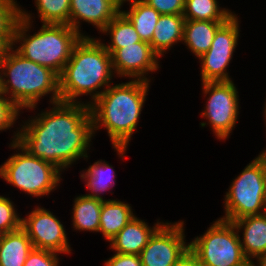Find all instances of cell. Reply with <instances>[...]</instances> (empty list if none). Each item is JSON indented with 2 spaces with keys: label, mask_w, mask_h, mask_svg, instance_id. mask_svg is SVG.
Listing matches in <instances>:
<instances>
[{
  "label": "cell",
  "mask_w": 266,
  "mask_h": 266,
  "mask_svg": "<svg viewBox=\"0 0 266 266\" xmlns=\"http://www.w3.org/2000/svg\"><path fill=\"white\" fill-rule=\"evenodd\" d=\"M52 108L30 116L17 127L12 136L29 154L50 162L62 172L76 163L88 159L94 138L90 105L59 101Z\"/></svg>",
  "instance_id": "1"
},
{
  "label": "cell",
  "mask_w": 266,
  "mask_h": 266,
  "mask_svg": "<svg viewBox=\"0 0 266 266\" xmlns=\"http://www.w3.org/2000/svg\"><path fill=\"white\" fill-rule=\"evenodd\" d=\"M150 82L129 80L111 84L93 103L90 114L94 134L106 128L112 147L122 160L139 123Z\"/></svg>",
  "instance_id": "2"
},
{
  "label": "cell",
  "mask_w": 266,
  "mask_h": 266,
  "mask_svg": "<svg viewBox=\"0 0 266 266\" xmlns=\"http://www.w3.org/2000/svg\"><path fill=\"white\" fill-rule=\"evenodd\" d=\"M113 76L111 54L101 39L82 37L58 76L61 101L82 103L79 98L90 95V105L113 84Z\"/></svg>",
  "instance_id": "3"
},
{
  "label": "cell",
  "mask_w": 266,
  "mask_h": 266,
  "mask_svg": "<svg viewBox=\"0 0 266 266\" xmlns=\"http://www.w3.org/2000/svg\"><path fill=\"white\" fill-rule=\"evenodd\" d=\"M31 16L20 7L12 47L24 58L50 68L59 76L83 36L65 24H42L40 30L31 35L28 32L34 22Z\"/></svg>",
  "instance_id": "4"
},
{
  "label": "cell",
  "mask_w": 266,
  "mask_h": 266,
  "mask_svg": "<svg viewBox=\"0 0 266 266\" xmlns=\"http://www.w3.org/2000/svg\"><path fill=\"white\" fill-rule=\"evenodd\" d=\"M0 67L3 94L20 110H35L38 101L48 94L50 104L61 101L58 75L24 58L13 47L0 61Z\"/></svg>",
  "instance_id": "5"
},
{
  "label": "cell",
  "mask_w": 266,
  "mask_h": 266,
  "mask_svg": "<svg viewBox=\"0 0 266 266\" xmlns=\"http://www.w3.org/2000/svg\"><path fill=\"white\" fill-rule=\"evenodd\" d=\"M9 148L17 151L0 165V177L35 198L49 196L60 185L62 171L50 162L32 156L17 142Z\"/></svg>",
  "instance_id": "6"
},
{
  "label": "cell",
  "mask_w": 266,
  "mask_h": 266,
  "mask_svg": "<svg viewBox=\"0 0 266 266\" xmlns=\"http://www.w3.org/2000/svg\"><path fill=\"white\" fill-rule=\"evenodd\" d=\"M233 222L218 218L203 235L189 242L190 252L202 266H243L245 257Z\"/></svg>",
  "instance_id": "7"
},
{
  "label": "cell",
  "mask_w": 266,
  "mask_h": 266,
  "mask_svg": "<svg viewBox=\"0 0 266 266\" xmlns=\"http://www.w3.org/2000/svg\"><path fill=\"white\" fill-rule=\"evenodd\" d=\"M224 196V213L221 219L233 222L245 216L266 212V170L253 159L232 180Z\"/></svg>",
  "instance_id": "8"
},
{
  "label": "cell",
  "mask_w": 266,
  "mask_h": 266,
  "mask_svg": "<svg viewBox=\"0 0 266 266\" xmlns=\"http://www.w3.org/2000/svg\"><path fill=\"white\" fill-rule=\"evenodd\" d=\"M203 95L208 96L200 114L207 121L200 122L201 127L209 124L216 138L226 140L232 133L239 116V95L232 81L202 82Z\"/></svg>",
  "instance_id": "9"
},
{
  "label": "cell",
  "mask_w": 266,
  "mask_h": 266,
  "mask_svg": "<svg viewBox=\"0 0 266 266\" xmlns=\"http://www.w3.org/2000/svg\"><path fill=\"white\" fill-rule=\"evenodd\" d=\"M234 14L216 31L211 47L198 60L201 64V81H232L227 68L233 58L240 36V21Z\"/></svg>",
  "instance_id": "10"
},
{
  "label": "cell",
  "mask_w": 266,
  "mask_h": 266,
  "mask_svg": "<svg viewBox=\"0 0 266 266\" xmlns=\"http://www.w3.org/2000/svg\"><path fill=\"white\" fill-rule=\"evenodd\" d=\"M184 221L164 222L140 253L142 266H174L189 250Z\"/></svg>",
  "instance_id": "11"
},
{
  "label": "cell",
  "mask_w": 266,
  "mask_h": 266,
  "mask_svg": "<svg viewBox=\"0 0 266 266\" xmlns=\"http://www.w3.org/2000/svg\"><path fill=\"white\" fill-rule=\"evenodd\" d=\"M21 227L30 238L33 248L50 250L59 254H70L72 249L68 242L66 229L53 212L41 206L22 218Z\"/></svg>",
  "instance_id": "12"
},
{
  "label": "cell",
  "mask_w": 266,
  "mask_h": 266,
  "mask_svg": "<svg viewBox=\"0 0 266 266\" xmlns=\"http://www.w3.org/2000/svg\"><path fill=\"white\" fill-rule=\"evenodd\" d=\"M160 57L150 43L142 41L115 50L111 54L112 69L117 77L151 82L148 73L156 72Z\"/></svg>",
  "instance_id": "13"
},
{
  "label": "cell",
  "mask_w": 266,
  "mask_h": 266,
  "mask_svg": "<svg viewBox=\"0 0 266 266\" xmlns=\"http://www.w3.org/2000/svg\"><path fill=\"white\" fill-rule=\"evenodd\" d=\"M122 0H70L69 26L83 37L81 22L95 26L101 32L121 11Z\"/></svg>",
  "instance_id": "14"
},
{
  "label": "cell",
  "mask_w": 266,
  "mask_h": 266,
  "mask_svg": "<svg viewBox=\"0 0 266 266\" xmlns=\"http://www.w3.org/2000/svg\"><path fill=\"white\" fill-rule=\"evenodd\" d=\"M164 222L159 220L154 226H149L147 222L134 216L119 232L112 238L110 249L115 253L140 255L147 245L150 237Z\"/></svg>",
  "instance_id": "15"
},
{
  "label": "cell",
  "mask_w": 266,
  "mask_h": 266,
  "mask_svg": "<svg viewBox=\"0 0 266 266\" xmlns=\"http://www.w3.org/2000/svg\"><path fill=\"white\" fill-rule=\"evenodd\" d=\"M238 233L242 231L240 243L243 253L249 261L266 253V212L250 215L233 221Z\"/></svg>",
  "instance_id": "16"
},
{
  "label": "cell",
  "mask_w": 266,
  "mask_h": 266,
  "mask_svg": "<svg viewBox=\"0 0 266 266\" xmlns=\"http://www.w3.org/2000/svg\"><path fill=\"white\" fill-rule=\"evenodd\" d=\"M185 18L183 14L160 15L150 42L152 50L161 58L173 45L183 40Z\"/></svg>",
  "instance_id": "17"
},
{
  "label": "cell",
  "mask_w": 266,
  "mask_h": 266,
  "mask_svg": "<svg viewBox=\"0 0 266 266\" xmlns=\"http://www.w3.org/2000/svg\"><path fill=\"white\" fill-rule=\"evenodd\" d=\"M226 21L185 20L182 44L197 58L209 50L217 29Z\"/></svg>",
  "instance_id": "18"
},
{
  "label": "cell",
  "mask_w": 266,
  "mask_h": 266,
  "mask_svg": "<svg viewBox=\"0 0 266 266\" xmlns=\"http://www.w3.org/2000/svg\"><path fill=\"white\" fill-rule=\"evenodd\" d=\"M132 207L117 199H104L100 213L99 232L108 242L134 217Z\"/></svg>",
  "instance_id": "19"
},
{
  "label": "cell",
  "mask_w": 266,
  "mask_h": 266,
  "mask_svg": "<svg viewBox=\"0 0 266 266\" xmlns=\"http://www.w3.org/2000/svg\"><path fill=\"white\" fill-rule=\"evenodd\" d=\"M33 245L25 230L0 235V266H24Z\"/></svg>",
  "instance_id": "20"
},
{
  "label": "cell",
  "mask_w": 266,
  "mask_h": 266,
  "mask_svg": "<svg viewBox=\"0 0 266 266\" xmlns=\"http://www.w3.org/2000/svg\"><path fill=\"white\" fill-rule=\"evenodd\" d=\"M73 200V230L99 233L103 200L87 194L76 196Z\"/></svg>",
  "instance_id": "21"
},
{
  "label": "cell",
  "mask_w": 266,
  "mask_h": 266,
  "mask_svg": "<svg viewBox=\"0 0 266 266\" xmlns=\"http://www.w3.org/2000/svg\"><path fill=\"white\" fill-rule=\"evenodd\" d=\"M129 2V10L121 9V12L133 24L136 32L142 41L150 43L157 25L160 13L154 8L148 6L142 0H122L121 7L124 3Z\"/></svg>",
  "instance_id": "22"
},
{
  "label": "cell",
  "mask_w": 266,
  "mask_h": 266,
  "mask_svg": "<svg viewBox=\"0 0 266 266\" xmlns=\"http://www.w3.org/2000/svg\"><path fill=\"white\" fill-rule=\"evenodd\" d=\"M115 169L105 160H98L80 172V177L90 191L87 195L104 200V192L115 186Z\"/></svg>",
  "instance_id": "23"
},
{
  "label": "cell",
  "mask_w": 266,
  "mask_h": 266,
  "mask_svg": "<svg viewBox=\"0 0 266 266\" xmlns=\"http://www.w3.org/2000/svg\"><path fill=\"white\" fill-rule=\"evenodd\" d=\"M110 36L108 45L104 44L105 49L112 54L115 50L142 42L130 20L120 11L101 31Z\"/></svg>",
  "instance_id": "24"
},
{
  "label": "cell",
  "mask_w": 266,
  "mask_h": 266,
  "mask_svg": "<svg viewBox=\"0 0 266 266\" xmlns=\"http://www.w3.org/2000/svg\"><path fill=\"white\" fill-rule=\"evenodd\" d=\"M217 0H186L185 20L227 21L235 13L219 6Z\"/></svg>",
  "instance_id": "25"
},
{
  "label": "cell",
  "mask_w": 266,
  "mask_h": 266,
  "mask_svg": "<svg viewBox=\"0 0 266 266\" xmlns=\"http://www.w3.org/2000/svg\"><path fill=\"white\" fill-rule=\"evenodd\" d=\"M42 24L69 25L70 0H34Z\"/></svg>",
  "instance_id": "26"
},
{
  "label": "cell",
  "mask_w": 266,
  "mask_h": 266,
  "mask_svg": "<svg viewBox=\"0 0 266 266\" xmlns=\"http://www.w3.org/2000/svg\"><path fill=\"white\" fill-rule=\"evenodd\" d=\"M20 18V6L16 0H0V36H14Z\"/></svg>",
  "instance_id": "27"
},
{
  "label": "cell",
  "mask_w": 266,
  "mask_h": 266,
  "mask_svg": "<svg viewBox=\"0 0 266 266\" xmlns=\"http://www.w3.org/2000/svg\"><path fill=\"white\" fill-rule=\"evenodd\" d=\"M21 221L13 201L0 195V235L19 229Z\"/></svg>",
  "instance_id": "28"
},
{
  "label": "cell",
  "mask_w": 266,
  "mask_h": 266,
  "mask_svg": "<svg viewBox=\"0 0 266 266\" xmlns=\"http://www.w3.org/2000/svg\"><path fill=\"white\" fill-rule=\"evenodd\" d=\"M21 110L5 95L0 94V131L11 129Z\"/></svg>",
  "instance_id": "29"
},
{
  "label": "cell",
  "mask_w": 266,
  "mask_h": 266,
  "mask_svg": "<svg viewBox=\"0 0 266 266\" xmlns=\"http://www.w3.org/2000/svg\"><path fill=\"white\" fill-rule=\"evenodd\" d=\"M59 253L33 248L28 254L24 266H59Z\"/></svg>",
  "instance_id": "30"
},
{
  "label": "cell",
  "mask_w": 266,
  "mask_h": 266,
  "mask_svg": "<svg viewBox=\"0 0 266 266\" xmlns=\"http://www.w3.org/2000/svg\"><path fill=\"white\" fill-rule=\"evenodd\" d=\"M148 6L154 8L161 15L183 14L185 9L186 0H142Z\"/></svg>",
  "instance_id": "31"
},
{
  "label": "cell",
  "mask_w": 266,
  "mask_h": 266,
  "mask_svg": "<svg viewBox=\"0 0 266 266\" xmlns=\"http://www.w3.org/2000/svg\"><path fill=\"white\" fill-rule=\"evenodd\" d=\"M104 266H142L140 255L115 253L104 261Z\"/></svg>",
  "instance_id": "32"
},
{
  "label": "cell",
  "mask_w": 266,
  "mask_h": 266,
  "mask_svg": "<svg viewBox=\"0 0 266 266\" xmlns=\"http://www.w3.org/2000/svg\"><path fill=\"white\" fill-rule=\"evenodd\" d=\"M174 266H202L197 258L188 250Z\"/></svg>",
  "instance_id": "33"
},
{
  "label": "cell",
  "mask_w": 266,
  "mask_h": 266,
  "mask_svg": "<svg viewBox=\"0 0 266 266\" xmlns=\"http://www.w3.org/2000/svg\"><path fill=\"white\" fill-rule=\"evenodd\" d=\"M13 36H0V61L6 56L12 47Z\"/></svg>",
  "instance_id": "34"
},
{
  "label": "cell",
  "mask_w": 266,
  "mask_h": 266,
  "mask_svg": "<svg viewBox=\"0 0 266 266\" xmlns=\"http://www.w3.org/2000/svg\"><path fill=\"white\" fill-rule=\"evenodd\" d=\"M265 123H266V115H264ZM266 149V148H265ZM263 150L255 159L262 165V167L266 170V150Z\"/></svg>",
  "instance_id": "35"
},
{
  "label": "cell",
  "mask_w": 266,
  "mask_h": 266,
  "mask_svg": "<svg viewBox=\"0 0 266 266\" xmlns=\"http://www.w3.org/2000/svg\"><path fill=\"white\" fill-rule=\"evenodd\" d=\"M254 260H256V262L253 261L254 266H266V253L257 256Z\"/></svg>",
  "instance_id": "36"
},
{
  "label": "cell",
  "mask_w": 266,
  "mask_h": 266,
  "mask_svg": "<svg viewBox=\"0 0 266 266\" xmlns=\"http://www.w3.org/2000/svg\"><path fill=\"white\" fill-rule=\"evenodd\" d=\"M0 94H3V90H2V79H1V67H0Z\"/></svg>",
  "instance_id": "37"
},
{
  "label": "cell",
  "mask_w": 266,
  "mask_h": 266,
  "mask_svg": "<svg viewBox=\"0 0 266 266\" xmlns=\"http://www.w3.org/2000/svg\"><path fill=\"white\" fill-rule=\"evenodd\" d=\"M243 266H254V264H253V261H248L245 265H243Z\"/></svg>",
  "instance_id": "38"
},
{
  "label": "cell",
  "mask_w": 266,
  "mask_h": 266,
  "mask_svg": "<svg viewBox=\"0 0 266 266\" xmlns=\"http://www.w3.org/2000/svg\"><path fill=\"white\" fill-rule=\"evenodd\" d=\"M264 105H265V106H264V108H263V109H264V110H263V111H264L263 115H266V102H265Z\"/></svg>",
  "instance_id": "39"
}]
</instances>
